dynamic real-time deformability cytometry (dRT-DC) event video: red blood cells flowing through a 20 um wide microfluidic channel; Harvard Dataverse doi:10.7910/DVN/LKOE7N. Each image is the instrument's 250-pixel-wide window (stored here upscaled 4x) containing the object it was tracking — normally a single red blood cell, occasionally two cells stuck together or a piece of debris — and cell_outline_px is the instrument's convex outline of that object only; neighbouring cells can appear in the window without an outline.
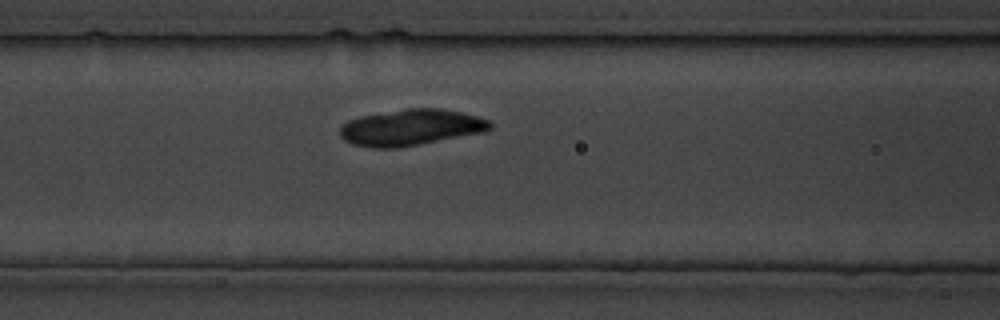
{"species": "common noctule bat (a hibernating species)", "species_latin": "Nyctalus noctula", "temperature_condition": "cold", "stored_images_in_passage": 21, "camera_frame_rate_fps": 3000, "um_per_image_px": 0.085, "animal": {"sex": "male", "body_mass_g": 19.5, "forearm_length_mm": 54.6}, "frame": {"image": 1, "passage_image": 10, "time_ms": 11.0, "image_size_px": [1000, 320], "cell_outline_px": [[492, 128], [484, 132], [420, 144], [396, 148], [372, 148], [352, 144], [344, 140], [340, 136], [340, 128], [348, 120], [360, 116], [408, 108], [440, 108], [460, 112], [476, 116], [488, 120], [492, 124]], "centroid_in_image_um": [34.91, 10.83], "position_along_channel_um": 131.7, "area_um2": 31.56}}
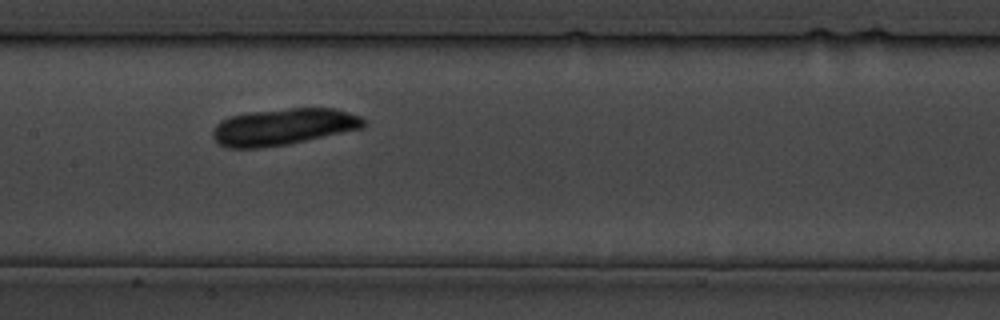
{"frame": {"image": 2, "passage_image": 12, "time_ms": 14.333, "image_size_px": [1000, 320], "cell_outline_px": [[368, 124], [364, 128], [288, 144], [256, 148], [228, 148], [220, 144], [212, 136], [212, 132], [216, 124], [220, 120], [232, 116], [252, 112], [288, 108], [332, 108], [348, 112], [360, 116]], "centroid_in_image_um": [24.11, 10.78], "position_along_channel_um": 183.3, "area_um2": 32.14}}
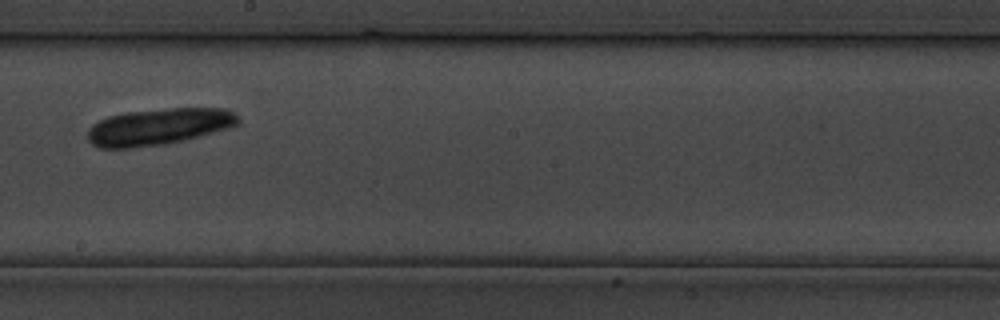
{"frame": {"image": 3, "passage_image": 15, "time_ms": 17.667, "image_size_px": [1000, 320], "cell_outline_px": [[240, 124], [228, 128], [200, 136], [184, 140], [164, 144], [128, 148], [100, 148], [92, 144], [88, 140], [88, 128], [92, 124], [108, 116], [128, 112], [168, 108], [224, 108], [232, 112], [240, 120]], "centroid_in_image_um": [13.48, 10.77], "position_along_channel_um": 234.7, "area_um2": 32.02}}